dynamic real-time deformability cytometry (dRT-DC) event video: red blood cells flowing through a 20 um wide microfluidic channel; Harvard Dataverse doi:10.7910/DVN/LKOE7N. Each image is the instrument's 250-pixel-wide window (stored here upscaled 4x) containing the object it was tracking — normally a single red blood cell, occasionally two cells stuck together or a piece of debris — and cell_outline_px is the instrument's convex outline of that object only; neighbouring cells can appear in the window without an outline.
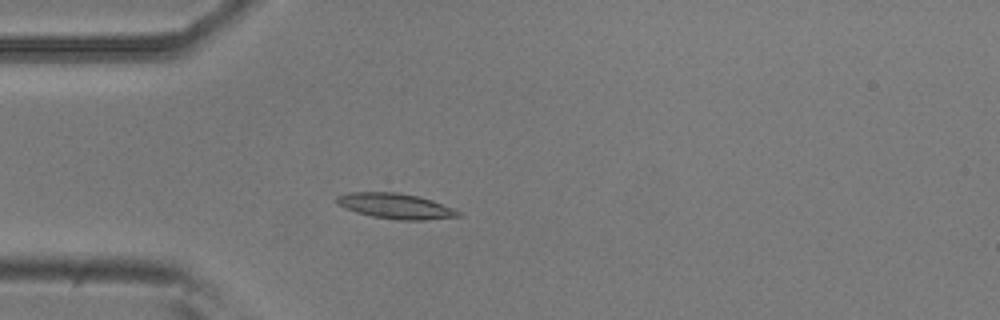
{"species": "common noctule bat (a hibernating species)", "species_latin": "Nyctalus noctula", "temperature_condition": "room temperature", "stored_images_in_passage": 56, "camera_frame_rate_fps": 3000, "um_per_image_px": 0.085, "animal": {"sex": "male", "body_mass_g": 20.5, "forearm_length_mm": 52.5}, "frame": {"image": 1, "passage_image": 16, "time_ms": 5.0, "image_size_px": [1000, 320], "cell_outline_px": [[460, 216], [424, 220], [396, 220], [372, 216], [356, 212], [340, 204], [336, 200], [336, 196], [348, 192], [396, 192], [416, 196], [432, 200], [452, 208], [460, 212]], "centroid_in_image_um": [33.62, 17.51], "position_along_channel_um": 51.4, "area_um2": 17.69}}
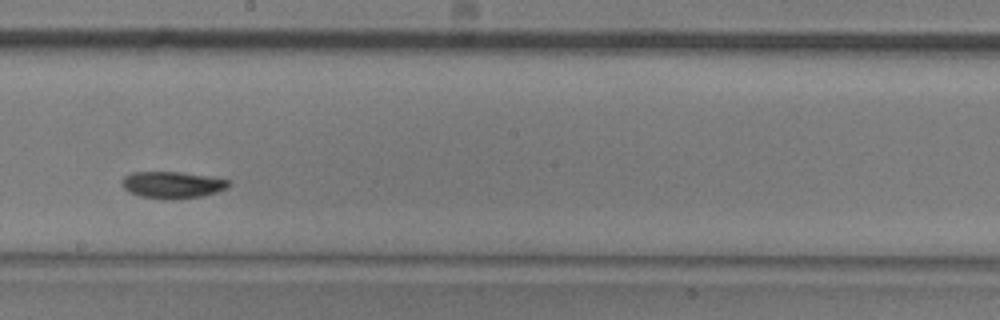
{"frame": {"image": 2, "passage_image": 32, "time_ms": 10.333, "image_size_px": [1000, 320], "cell_outline_px": [[232, 184], [228, 188], [216, 192], [200, 196], [172, 200], [164, 200], [140, 196], [124, 188], [120, 180], [124, 176], [132, 172], [180, 172], [216, 176], [232, 180]], "centroid_in_image_um": [14.72, 15.7], "position_along_channel_um": 233.5, "area_um2": 17.05}}
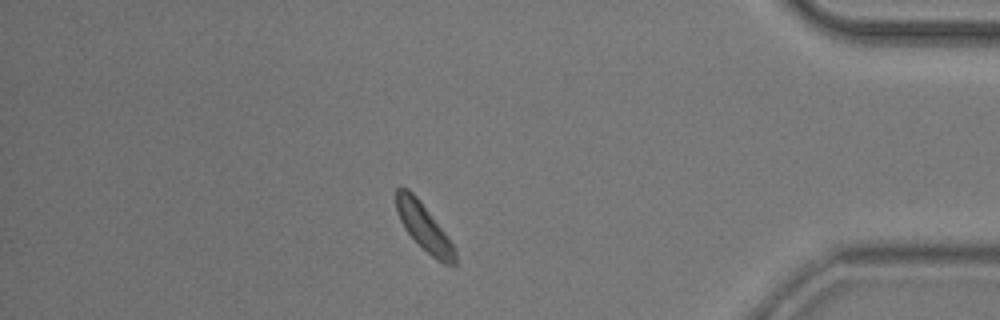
{"frame": {"image": 3, "passage_image": 49, "time_ms": 16.0, "image_size_px": [1000, 320], "cell_outline_px": [[456, 264], [444, 264], [436, 260], [404, 228], [396, 212], [396, 188], [400, 184], [408, 188], [420, 200], [448, 236], [456, 248]], "centroid_in_image_um": [36.03, 19.26], "position_along_channel_um": 399.2, "area_um2": 16.13}, "authors_computed_cell_mechanics": {"area_um2": 16.5597, "velocity_mm_per_s": 3.5662, "shape_relaxation_time_tau1_ms": 7.4484, "shape_relaxation_time_tau2_ms": 2.2731, "deformation_change_tau1": 0.1504, "deformation_change_tau2": 0.0525}}